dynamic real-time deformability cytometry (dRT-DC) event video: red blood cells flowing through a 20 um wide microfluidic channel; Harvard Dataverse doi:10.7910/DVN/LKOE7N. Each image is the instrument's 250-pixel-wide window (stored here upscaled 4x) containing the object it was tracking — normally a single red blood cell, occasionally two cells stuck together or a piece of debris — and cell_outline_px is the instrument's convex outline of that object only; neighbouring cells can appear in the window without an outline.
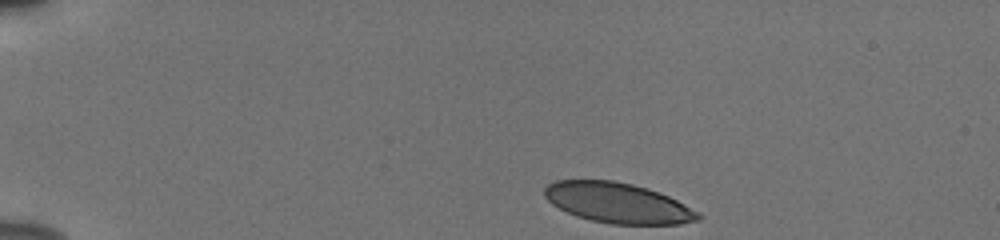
{"species": "human", "species_latin": "Homo sapiens", "temperature_condition": "cold", "stored_images_in_passage": 46, "camera_frame_rate_fps": 3000, "um_per_image_px": 0.085, "donor": {"sex": "male"}, "frame": {"image": 1, "passage_image": 1, "time_ms": 0.0, "image_size_px": [1000, 240], "cell_outline_px": [[704, 216], [700, 220], [680, 224], [612, 224], [592, 220], [576, 216], [552, 204], [544, 196], [544, 188], [548, 184], [556, 180], [612, 180], [632, 184], [648, 188], [668, 196], [700, 212]], "centroid_in_image_um": [52.54, 17.25], "position_along_channel_um": 32.5, "area_um2": 36.07}}
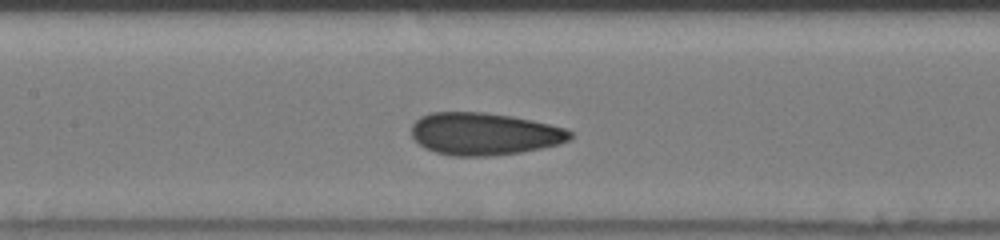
{"frame": {"image": 2, "passage_image": 18, "time_ms": 5.667, "image_size_px": [1000, 240], "cell_outline_px": [[572, 136], [568, 140], [560, 144], [520, 152], [492, 156], [452, 156], [436, 152], [424, 148], [412, 136], [412, 124], [420, 116], [432, 112], [484, 112], [512, 116], [532, 120], [564, 128], [572, 132]], "centroid_in_image_um": [41.14, 11.38], "position_along_channel_um": 166.3, "area_um2": 39.13}}
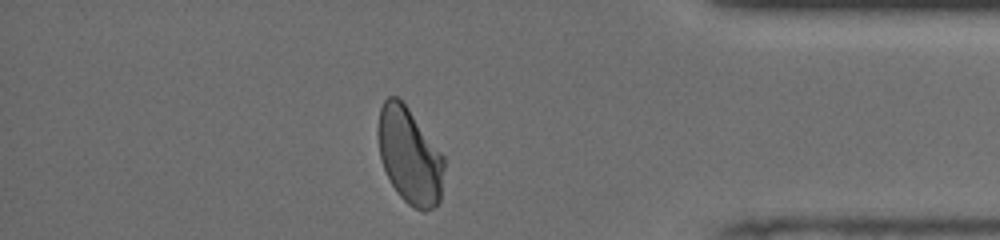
{"frame": {"image": 3, "passage_image": 38, "time_ms": 12.333, "image_size_px": [1000, 240], "cell_outline_px": [[444, 168], [440, 200], [432, 208], [424, 212], [408, 204], [396, 192], [380, 160], [376, 132], [376, 128], [380, 108], [384, 100], [388, 96], [396, 96], [408, 108], [444, 156]], "centroid_in_image_um": [34.78, 13.23], "position_along_channel_um": 400.4, "area_um2": 37.05}}